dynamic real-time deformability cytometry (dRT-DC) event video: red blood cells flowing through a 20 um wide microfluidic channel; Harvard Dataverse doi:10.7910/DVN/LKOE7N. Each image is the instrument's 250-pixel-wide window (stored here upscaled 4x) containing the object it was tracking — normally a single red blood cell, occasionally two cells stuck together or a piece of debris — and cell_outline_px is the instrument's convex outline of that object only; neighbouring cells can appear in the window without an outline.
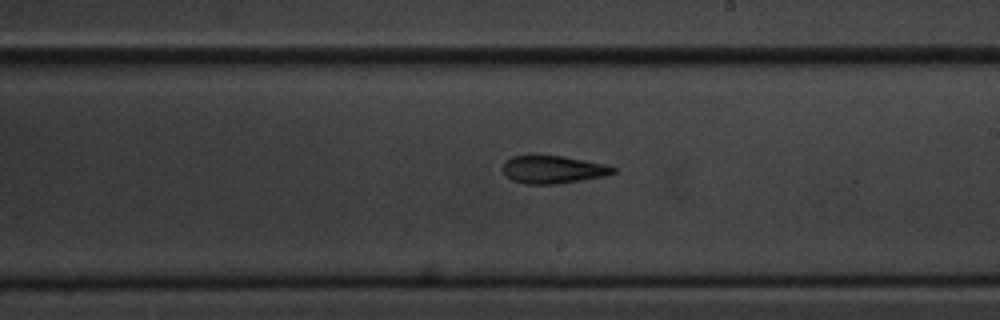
{"species": "common noctule bat (a hibernating species)", "species_latin": "Nyctalus noctula", "temperature_condition": "cold", "stored_images_in_passage": 11, "segment_of_instrument_passage": [2, 2], "camera_frame_rate_fps": 3000, "um_per_image_px": 0.085, "animal": {"sex": "male", "body_mass_g": 20.1, "forearm_length_mm": 53.5}, "frame": {"image": 1, "passage_image": 11, "time_ms": 12.667, "image_size_px": [1000, 320], "cell_outline_px": [[616, 172], [604, 176], [556, 184], [524, 184], [512, 180], [504, 172], [504, 164], [512, 156], [528, 152], [564, 156], [604, 164], [616, 168]], "centroid_in_image_um": [46.97, 14.37], "position_along_channel_um": 242.0, "area_um2": 18.26}}